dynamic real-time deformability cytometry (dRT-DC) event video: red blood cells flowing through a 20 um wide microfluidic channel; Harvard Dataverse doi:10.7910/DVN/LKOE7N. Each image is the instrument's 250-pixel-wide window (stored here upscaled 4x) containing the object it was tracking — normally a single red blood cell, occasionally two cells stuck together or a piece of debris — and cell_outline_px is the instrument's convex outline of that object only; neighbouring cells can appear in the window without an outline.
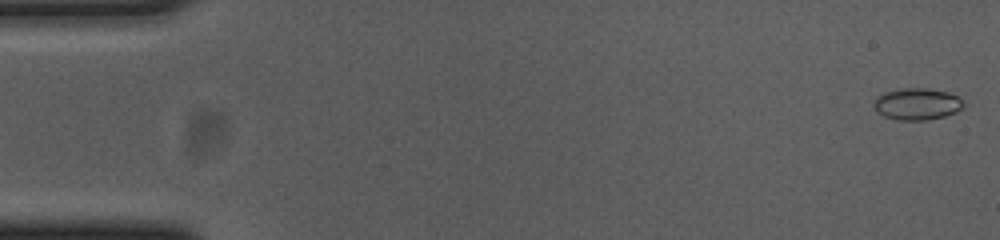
{"species": "common noctule bat (a hibernating species)", "species_latin": "Nyctalus noctula", "temperature_condition": "cold", "stored_images_in_passage": 55, "camera_frame_rate_fps": 3000, "um_per_image_px": 0.085, "animal": {"sex": "female", "body_mass_g": 23.0, "forearm_length_mm": 53.4}, "frame": {"image": 1, "passage_image": 1, "time_ms": 0.0, "image_size_px": [1000, 240], "cell_outline_px": [[964, 108], [956, 112], [944, 116], [928, 120], [900, 120], [884, 116], [872, 104], [876, 96], [888, 92], [904, 88], [928, 88], [948, 92], [956, 96], [964, 104]], "centroid_in_image_um": [77.97, 8.84], "position_along_channel_um": 7.0, "area_um2": 16.42}}
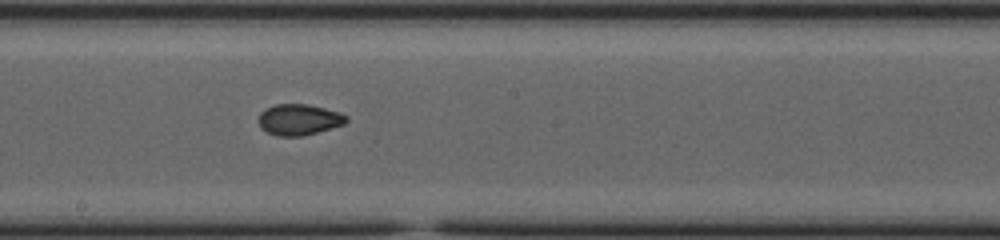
{"frame": {"image": 2, "passage_image": 30, "time_ms": 9.667, "image_size_px": [1000, 240], "cell_outline_px": [[348, 120], [344, 124], [332, 128], [304, 136], [276, 136], [260, 128], [260, 112], [264, 108], [276, 104], [308, 104], [340, 112], [348, 116]], "centroid_in_image_um": [25.43, 10.16], "position_along_channel_um": 222.8, "area_um2": 15.95}}
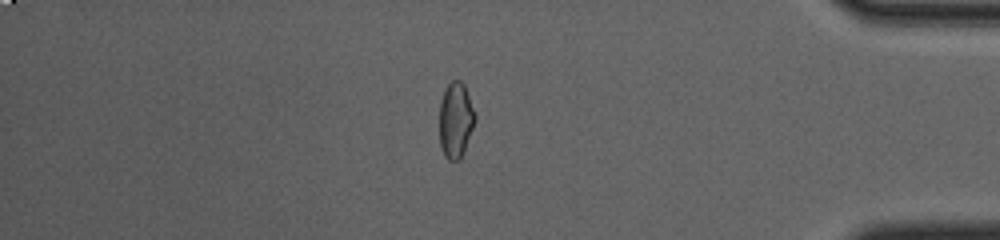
{"frame": {"image": 3, "passage_image": 47, "time_ms": 15.333, "image_size_px": [1000, 240], "cell_outline_px": [[476, 116], [472, 128], [460, 160], [448, 160], [444, 156], [440, 148], [440, 100], [444, 88], [452, 80], [460, 80], [464, 84]], "centroid_in_image_um": [38.7, 10.19], "position_along_channel_um": 396.5, "area_um2": 15.61}, "authors_computed_cell_mechanics": {"area_um2": 16.0106, "velocity_mm_per_s": 3.6913, "shape_relaxation_time_tau1_ms": null, "shape_relaxation_time_tau2_ms": 2.8251, "deformation_change_tau1": null, "deformation_change_tau2": 0.0637}}